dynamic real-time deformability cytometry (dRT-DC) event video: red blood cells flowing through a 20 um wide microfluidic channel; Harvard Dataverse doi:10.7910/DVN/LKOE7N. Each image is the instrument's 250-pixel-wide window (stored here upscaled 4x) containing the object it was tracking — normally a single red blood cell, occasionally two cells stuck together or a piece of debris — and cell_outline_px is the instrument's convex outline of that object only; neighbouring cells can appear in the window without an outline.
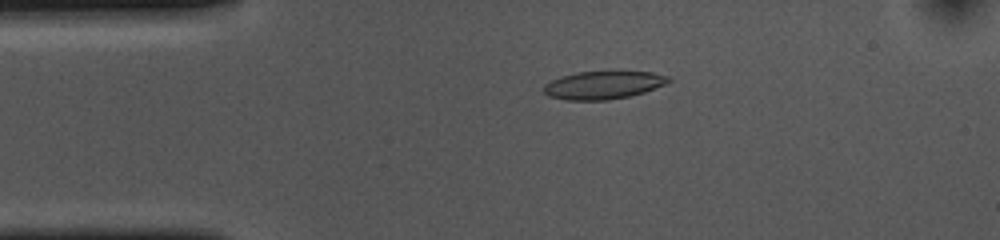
{"species": "common noctule bat (a hibernating species)", "species_latin": "Nyctalus noctula", "temperature_condition": "cold", "stored_images_in_passage": 53, "camera_frame_rate_fps": 3000, "um_per_image_px": 0.085, "animal": {"sex": "female", "body_mass_g": 10.0, "forearm_length_mm": 53.1}, "frame": {"image": 1, "passage_image": 10, "time_ms": 3.0, "image_size_px": [1000, 240], "cell_outline_px": [[672, 80], [668, 84], [644, 92], [628, 96], [608, 100], [564, 100], [548, 96], [544, 92], [544, 84], [560, 76], [576, 72], [652, 72], [668, 76]], "centroid_in_image_um": [51.28, 7.23], "position_along_channel_um": 33.7, "area_um2": 20.35}}
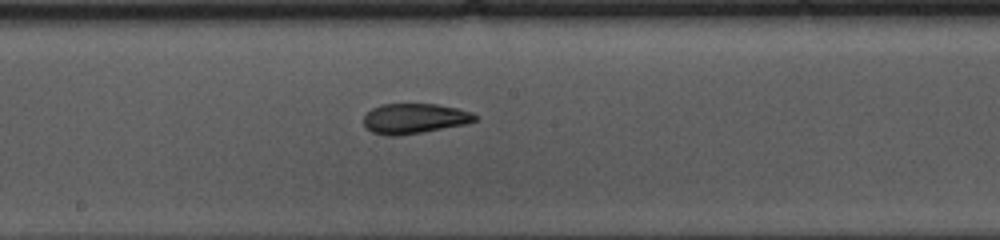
{"frame": {"image": 2, "passage_image": 27, "time_ms": 8.667, "image_size_px": [1000, 240], "cell_outline_px": [[480, 116], [476, 120], [468, 124], [396, 136], [388, 136], [372, 132], [364, 124], [364, 116], [372, 108], [384, 104], [436, 104], [456, 108], [472, 112]], "centroid_in_image_um": [35.27, 10.07], "position_along_channel_um": 212.9, "area_um2": 19.48}}
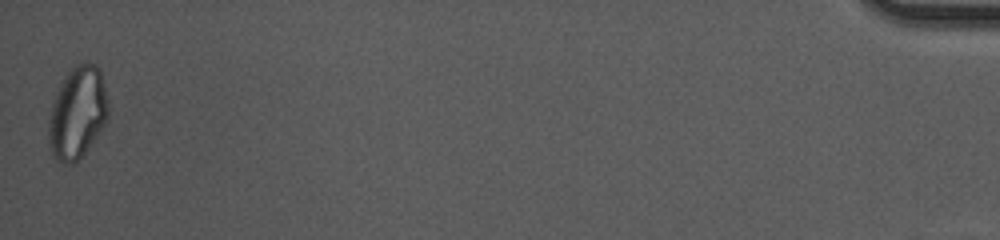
{"frame": {"image": 3, "passage_image": 53, "time_ms": 17.333, "image_size_px": [1000, 240], "cell_outline_px": [[108, 116], [104, 124], [96, 136], [84, 152], [72, 164], [64, 164], [52, 156], [48, 140], [48, 120], [52, 104], [56, 92], [60, 84], [68, 72], [76, 64], [88, 60], [96, 64], [100, 68], [108, 100]], "centroid_in_image_um": [6.57, 9.54], "position_along_channel_um": 428.6, "area_um2": 32.02}, "authors_computed_cell_mechanics": {"area_um2": 20.4612, "velocity_mm_per_s": 3.6537, "shape_relaxation_time_tau1_ms": 4.1629, "shape_relaxation_time_tau2_ms": 2.3793, "deformation_change_tau1": 0.1351, "deformation_change_tau2": 0.0888}}